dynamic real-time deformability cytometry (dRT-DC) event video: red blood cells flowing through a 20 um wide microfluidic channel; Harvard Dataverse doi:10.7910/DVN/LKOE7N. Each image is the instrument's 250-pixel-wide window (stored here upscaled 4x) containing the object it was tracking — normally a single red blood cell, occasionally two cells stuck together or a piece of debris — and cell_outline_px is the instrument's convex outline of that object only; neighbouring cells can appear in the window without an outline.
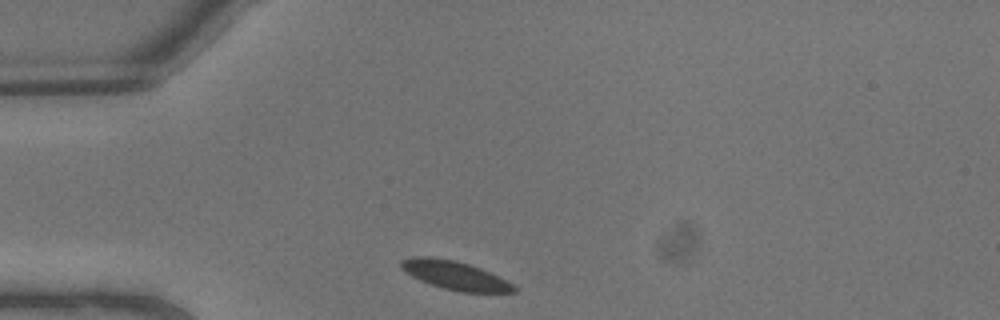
{"species": "common noctule bat (a hibernating species)", "species_latin": "Nyctalus noctula", "temperature_condition": "warm", "stored_images_in_passage": 6, "camera_frame_rate_fps": 3000, "um_per_image_px": 0.085, "animal": {"sex": "male", "body_mass_g": 13.3}, "frame": {"image": 1, "passage_image": 1, "time_ms": 0.0, "image_size_px": [1000, 320], "cell_outline_px": [[516, 292], [460, 292], [444, 288], [420, 280], [412, 276], [400, 268], [400, 260], [412, 256], [428, 256], [456, 260], [480, 268], [512, 284], [516, 288]], "centroid_in_image_um": [38.6, 23.38], "position_along_channel_um": 46.4, "area_um2": 18.55}}
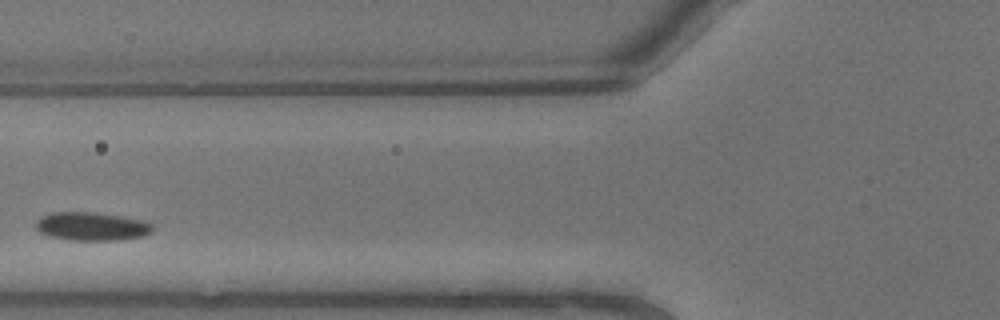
{"frame": {"image": 2, "passage_image": 4, "time_ms": 1.0, "image_size_px": [1000, 320], "cell_outline_px": [[152, 232], [140, 236], [120, 240], [68, 240], [48, 236], [40, 232], [36, 228], [36, 220], [40, 216], [52, 212], [96, 212], [144, 220], [152, 224]], "centroid_in_image_um": [7.75, 19.23], "position_along_channel_um": 118.0, "area_um2": 19.42}}
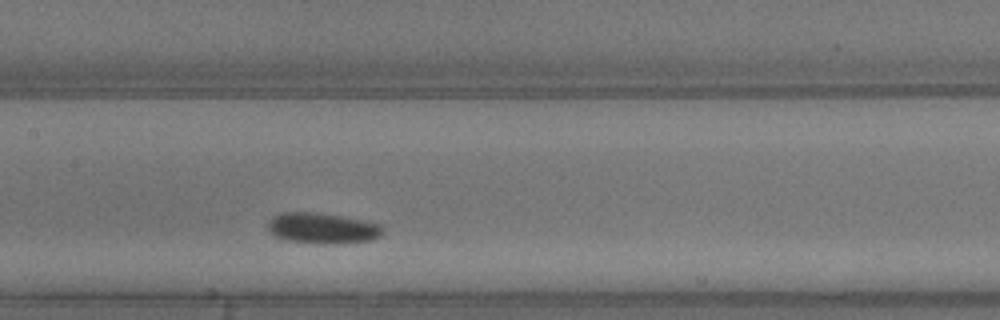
{"frame": {"image": 3, "passage_image": 6, "time_ms": 1.667, "image_size_px": [1000, 320], "cell_outline_px": [[384, 232], [380, 236], [368, 240], [340, 244], [316, 244], [288, 240], [276, 236], [268, 228], [268, 224], [272, 216], [280, 212], [316, 212], [364, 220], [380, 224], [384, 228]], "centroid_in_image_um": [27.42, 19.4], "position_along_channel_um": 180.0, "area_um2": 20.69}}